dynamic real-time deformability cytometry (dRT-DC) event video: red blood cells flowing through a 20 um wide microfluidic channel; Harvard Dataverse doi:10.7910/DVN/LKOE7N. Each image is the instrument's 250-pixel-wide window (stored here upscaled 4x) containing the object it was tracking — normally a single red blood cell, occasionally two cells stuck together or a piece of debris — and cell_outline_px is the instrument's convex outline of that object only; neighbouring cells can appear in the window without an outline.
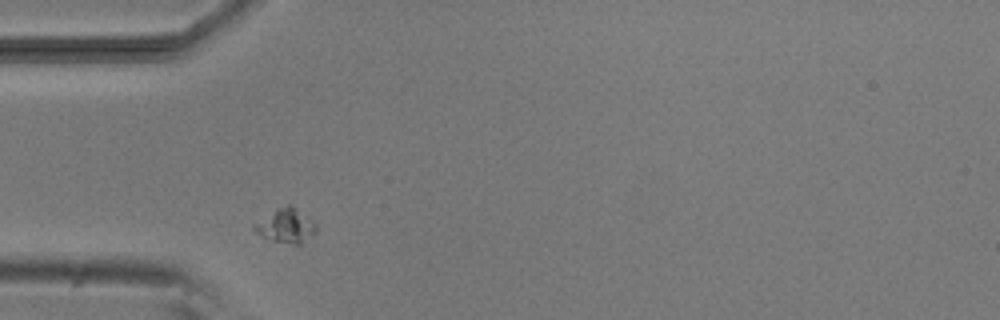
{"species": "common noctule bat (a hibernating species)", "species_latin": "Nyctalus noctula", "temperature_condition": "room temperature", "stored_images_in_passage": 2, "camera_frame_rate_fps": 3000, "um_per_image_px": 0.085, "animal": {"sex": "male", "body_mass_g": 20.5, "forearm_length_mm": 52.5}, "frame": {"image": 1, "passage_image": 1, "time_ms": 0.0, "image_size_px": [1000, 320], "cell_outline_px": [[316, 232], [300, 244], [292, 244], [260, 236], [252, 228], [252, 224], [276, 208], [288, 204], [292, 204], [316, 228]], "centroid_in_image_um": [24.22, 19.17], "position_along_channel_um": 60.8, "area_um2": 11.85}}
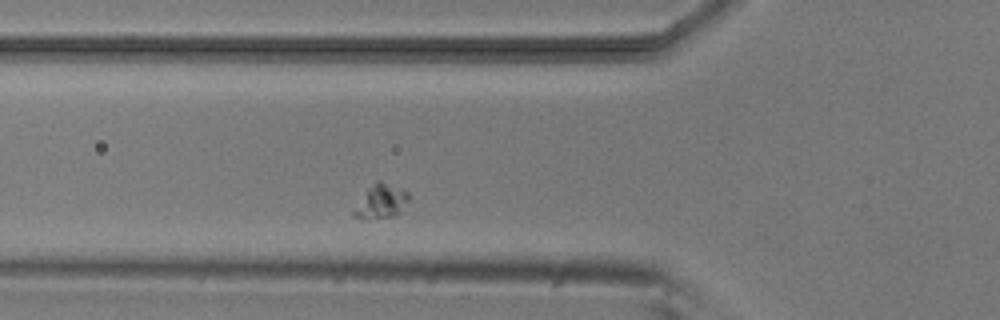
{"frame": {"image": 2, "passage_image": 2, "time_ms": 1.0, "image_size_px": [1000, 320], "cell_outline_px": [[408, 200], [400, 212], [396, 216], [352, 216], [352, 212], [368, 188], [376, 180], [380, 180], [404, 188], [408, 192]], "centroid_in_image_um": [32.45, 17.04], "position_along_channel_um": 93.4, "area_um2": 10.4}}